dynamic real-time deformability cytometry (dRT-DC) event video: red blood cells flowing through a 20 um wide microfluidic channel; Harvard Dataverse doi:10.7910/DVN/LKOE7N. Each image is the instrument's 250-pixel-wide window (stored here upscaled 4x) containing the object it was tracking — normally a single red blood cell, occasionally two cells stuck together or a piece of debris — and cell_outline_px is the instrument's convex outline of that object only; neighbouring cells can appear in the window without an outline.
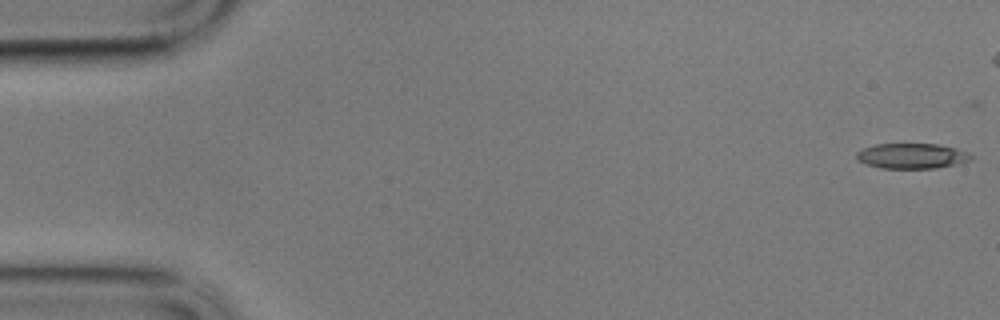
{"species": "common noctule bat (a hibernating species)", "species_latin": "Nyctalus noctula", "temperature_condition": "cold", "stored_images_in_passage": 14, "camera_frame_rate_fps": 3000, "um_per_image_px": 0.085, "animal": {"sex": "male", "body_mass_g": 17.9}, "frame": {"image": 1, "passage_image": 1, "time_ms": 0.0, "image_size_px": [1000, 320], "cell_outline_px": [[972, 156], [968, 160], [936, 168], [880, 168], [856, 160], [856, 152], [864, 148], [876, 144], [936, 144], [956, 148], [968, 152]], "centroid_in_image_um": [77.45, 13.25], "position_along_channel_um": 7.5, "area_um2": 16.59}}